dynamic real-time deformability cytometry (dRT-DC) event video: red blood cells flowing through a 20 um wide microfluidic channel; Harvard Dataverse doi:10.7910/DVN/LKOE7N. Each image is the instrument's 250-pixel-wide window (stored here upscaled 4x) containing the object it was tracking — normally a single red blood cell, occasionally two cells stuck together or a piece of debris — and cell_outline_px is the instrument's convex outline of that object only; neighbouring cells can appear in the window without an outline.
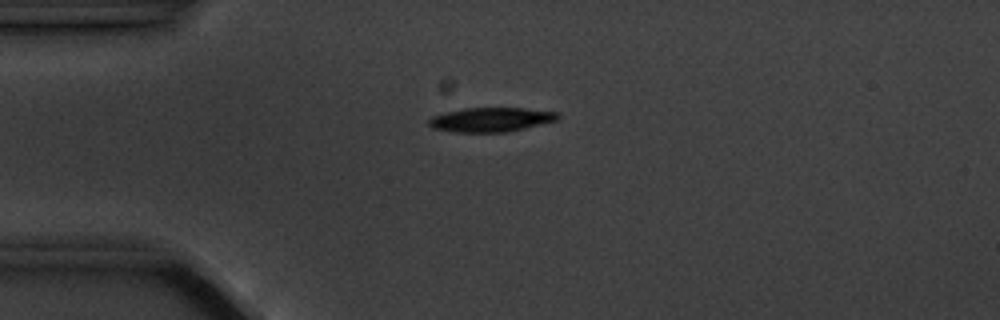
{"species": "common noctule bat (a hibernating species)", "species_latin": "Nyctalus noctula", "temperature_condition": "cold", "stored_images_in_passage": 9, "camera_frame_rate_fps": 3000, "um_per_image_px": 0.085, "animal": {"sex": "male", "body_mass_g": 20.1, "forearm_length_mm": 53.5}, "frame": {"image": 1, "passage_image": 3, "time_ms": 2.0, "image_size_px": [1000, 320], "cell_outline_px": [[560, 116], [556, 120], [508, 132], [452, 132], [432, 128], [428, 124], [428, 120], [432, 116], [444, 112], [464, 108], [524, 108], [556, 112]], "centroid_in_image_um": [41.67, 10.17], "position_along_channel_um": 43.3, "area_um2": 18.21}}
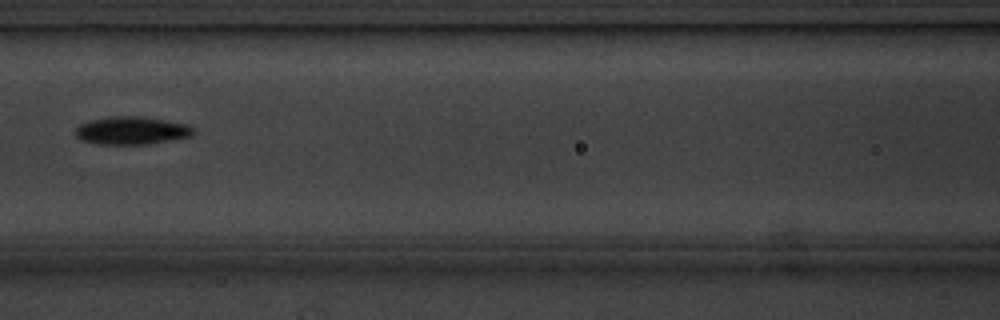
{"frame": {"image": 2, "passage_image": 6, "time_ms": 5.667, "image_size_px": [1000, 320], "cell_outline_px": [[196, 132], [192, 136], [152, 144], [100, 144], [80, 140], [76, 136], [76, 128], [80, 124], [88, 120], [112, 116], [144, 116], [188, 124], [196, 128]], "centroid_in_image_um": [11.24, 11.09], "position_along_channel_um": 155.4, "area_um2": 19.54}}